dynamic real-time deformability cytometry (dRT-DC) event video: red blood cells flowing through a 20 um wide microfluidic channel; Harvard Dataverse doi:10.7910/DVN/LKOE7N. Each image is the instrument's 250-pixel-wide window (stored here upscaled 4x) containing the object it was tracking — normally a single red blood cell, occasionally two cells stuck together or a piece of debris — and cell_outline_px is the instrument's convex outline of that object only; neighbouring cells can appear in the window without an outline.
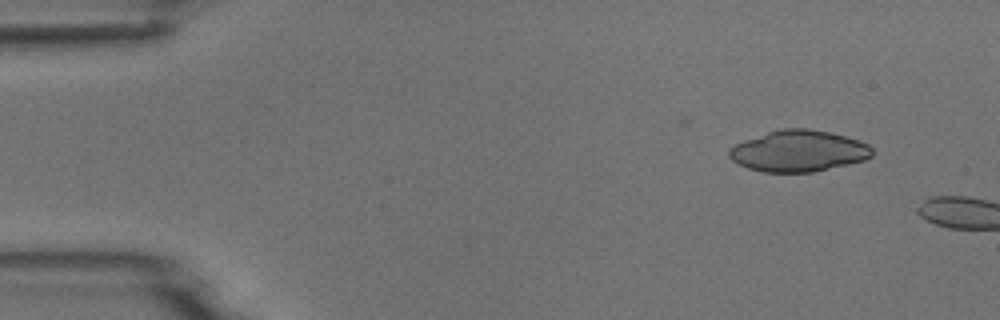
{"species": "common noctule bat (a hibernating species)", "species_latin": "Nyctalus noctula", "temperature_condition": "room temperature", "stored_images_in_passage": 3, "camera_frame_rate_fps": 3000, "um_per_image_px": 0.085, "animal": {"sex": "male", "body_mass_g": 18.8}, "frame": {"image": 1, "passage_image": 2, "time_ms": 1.667, "image_size_px": [1000, 320], "cell_outline_px": [[872, 156], [864, 160], [812, 172], [764, 172], [748, 168], [732, 160], [728, 156], [728, 148], [744, 140], [768, 132], [784, 128], [808, 128], [828, 132], [860, 140], [868, 144], [872, 148]], "centroid_in_image_um": [67.86, 12.83], "position_along_channel_um": 17.1, "area_um2": 34.22}}